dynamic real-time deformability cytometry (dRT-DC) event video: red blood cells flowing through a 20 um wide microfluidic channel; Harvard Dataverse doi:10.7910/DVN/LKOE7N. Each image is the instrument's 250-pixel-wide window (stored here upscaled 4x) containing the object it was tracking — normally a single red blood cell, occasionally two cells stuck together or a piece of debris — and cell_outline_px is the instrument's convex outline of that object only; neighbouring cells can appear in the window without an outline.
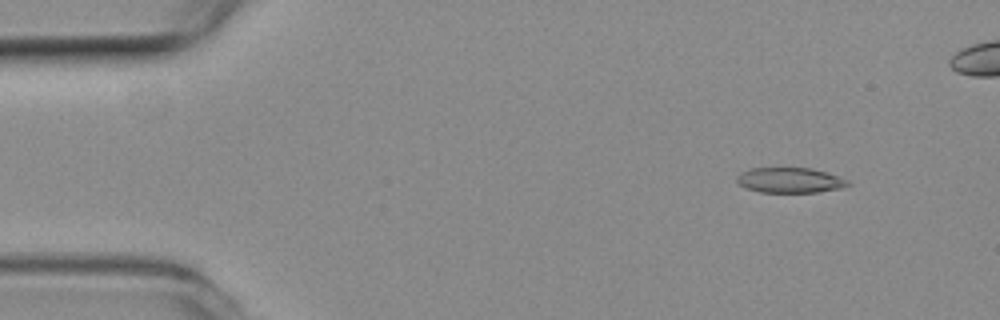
{"species": "common noctule bat (a hibernating species)", "species_latin": "Nyctalus noctula", "temperature_condition": "room temperature", "stored_images_in_passage": 55, "camera_frame_rate_fps": 3000, "um_per_image_px": 0.085, "animal": {"sex": "female", "body_mass_g": 19.3, "forearm_length_mm": 54.1}, "frame": {"image": 1, "passage_image": 6, "time_ms": 1.667, "image_size_px": [1000, 320], "cell_outline_px": [[852, 184], [848, 188], [820, 192], [760, 192], [748, 188], [740, 184], [736, 180], [736, 176], [740, 172], [748, 168], [812, 168], [848, 180]], "centroid_in_image_um": [67.18, 15.32], "position_along_channel_um": 17.8, "area_um2": 16.47}}
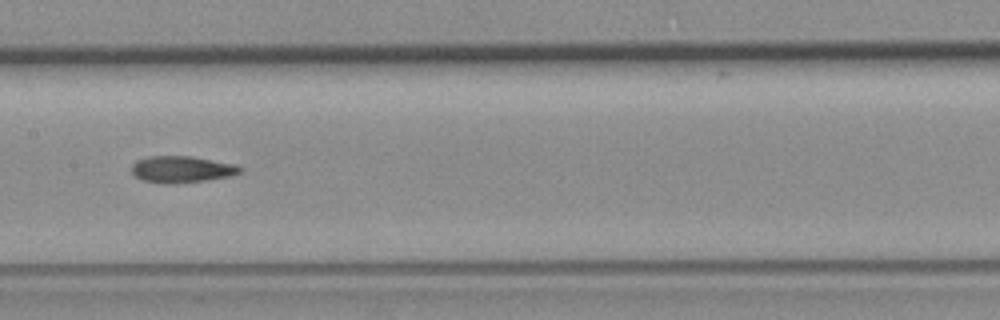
{"frame": {"image": 2, "passage_image": 27, "time_ms": 8.667, "image_size_px": [1000, 320], "cell_outline_px": [[244, 168], [240, 172], [232, 176], [176, 184], [160, 184], [144, 180], [136, 176], [132, 172], [132, 164], [136, 160], [148, 156], [188, 156], [236, 164]], "centroid_in_image_um": [15.44, 14.4], "position_along_channel_um": 192.0, "area_um2": 16.88}}
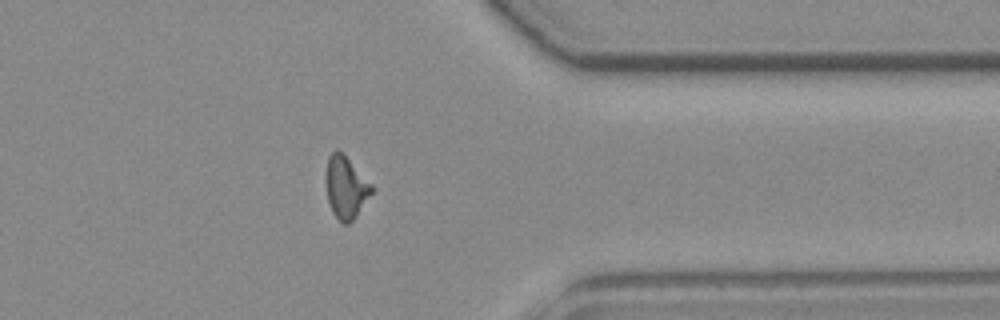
{"frame": {"image": 3, "passage_image": 43, "time_ms": 14.0, "image_size_px": [1000, 320], "cell_outline_px": [[372, 192], [356, 216], [348, 224], [344, 224], [332, 212], [328, 200], [324, 180], [328, 156], [336, 148], [372, 184]], "centroid_in_image_um": [29.35, 15.93], "position_along_channel_um": 382.0, "area_um2": 16.3}, "authors_computed_cell_mechanics": {"area_um2": 16.762, "velocity_mm_per_s": 3.8023, "shape_relaxation_time_tau1_ms": null, "shape_relaxation_time_tau2_ms": 3.133, "deformation_change_tau1": null, "deformation_change_tau2": 0.1}}